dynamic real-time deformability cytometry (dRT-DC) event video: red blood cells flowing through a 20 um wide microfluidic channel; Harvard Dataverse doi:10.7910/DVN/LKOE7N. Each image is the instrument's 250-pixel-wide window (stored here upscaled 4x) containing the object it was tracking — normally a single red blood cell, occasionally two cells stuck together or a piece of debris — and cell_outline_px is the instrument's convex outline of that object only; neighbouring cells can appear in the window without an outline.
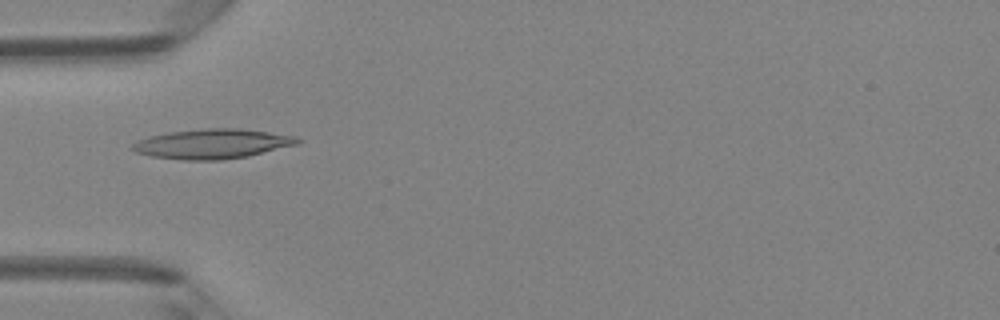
{"species": "Egyptian fruit bat (a non-hibernating species)", "species_latin": "Rousettus aegyptiacus", "temperature_condition": "room temperature", "stored_images_in_passage": 38, "camera_frame_rate_fps": 3000, "um_per_image_px": 0.085, "animal": {"sex": "female"}, "frame": {"image": 1, "passage_image": 6, "time_ms": 1.667, "image_size_px": [1000, 320], "cell_outline_px": [[304, 140], [300, 144], [248, 156], [220, 160], [184, 160], [152, 156], [136, 152], [132, 148], [132, 144], [136, 140], [168, 132], [204, 128], [240, 128], [296, 136]], "centroid_in_image_um": [18.11, 12.22], "position_along_channel_um": 66.9, "area_um2": 28.67}}
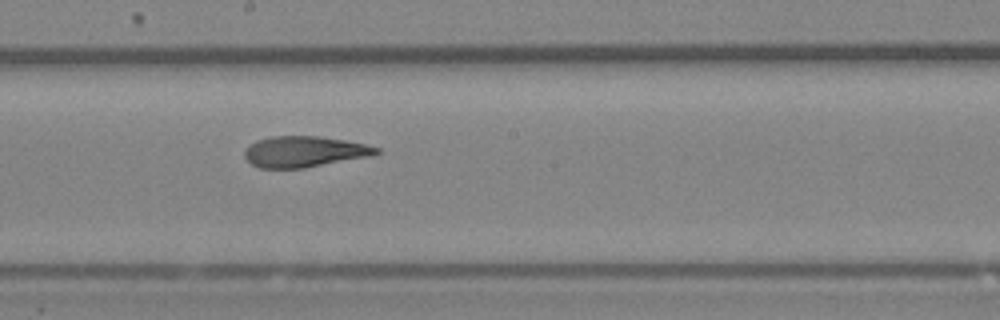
{"frame": {"image": 2, "passage_image": 17, "time_ms": 5.333, "image_size_px": [1000, 320], "cell_outline_px": [[380, 152], [368, 156], [304, 168], [260, 168], [252, 164], [244, 156], [244, 152], [256, 140], [272, 136], [320, 136], [344, 140], [364, 144], [380, 148]], "centroid_in_image_um": [25.85, 12.88], "position_along_channel_um": 222.3, "area_um2": 23.41}}
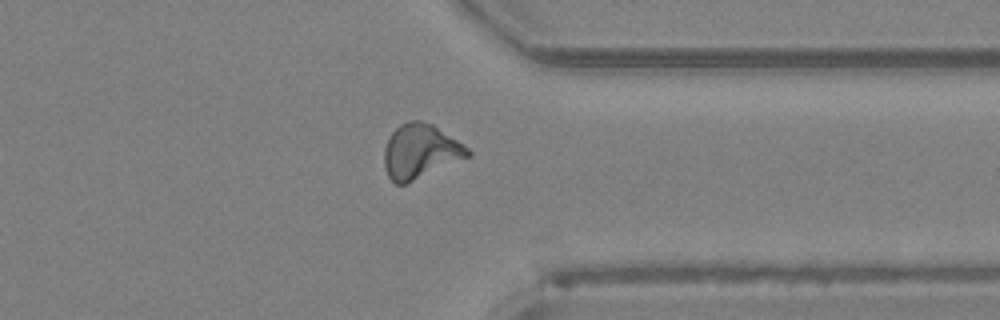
{"frame": {"image": 3, "passage_image": 28, "time_ms": 9.0, "image_size_px": [1000, 320], "cell_outline_px": [[472, 156], [404, 184], [396, 184], [388, 176], [384, 164], [384, 148], [392, 132], [400, 124], [408, 120], [420, 120], [432, 124], [464, 144], [472, 152]], "centroid_in_image_um": [35.74, 12.86], "position_along_channel_um": 375.7, "area_um2": 26.41}, "authors_computed_cell_mechanics": {"area_um2": 24.565, "velocity_mm_per_s": 4.2566, "shape_relaxation_time_tau1_ms": null, "shape_relaxation_time_tau2_ms": 1.9658, "deformation_change_tau1": null, "deformation_change_tau2": 0.1003}}